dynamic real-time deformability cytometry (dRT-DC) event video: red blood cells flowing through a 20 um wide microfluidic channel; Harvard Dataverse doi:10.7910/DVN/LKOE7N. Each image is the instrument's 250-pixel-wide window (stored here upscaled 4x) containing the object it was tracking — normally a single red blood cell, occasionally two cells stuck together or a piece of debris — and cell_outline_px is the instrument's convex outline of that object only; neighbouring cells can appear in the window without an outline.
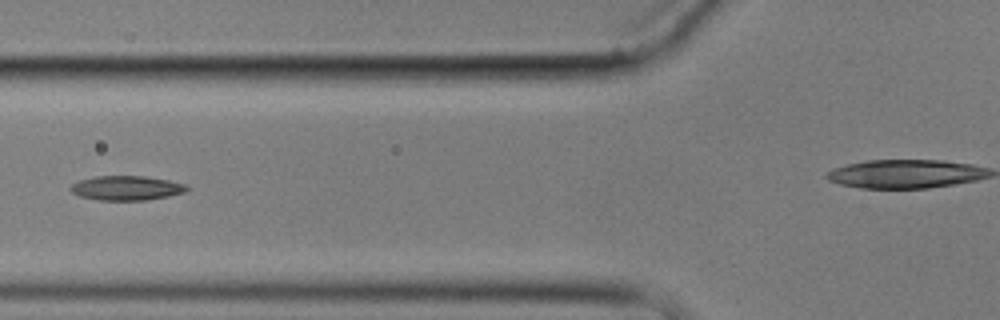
{"species": "common noctule bat (a hibernating species)", "species_latin": "Nyctalus noctula", "temperature_condition": "cold", "stored_images_in_passage": 10, "segment_of_instrument_passage": [1, 2], "camera_frame_rate_fps": 3000, "um_per_image_px": 0.085, "animal": {"sex": "male", "body_mass_g": 17.9}, "frame": {"image": 1, "passage_image": 6, "time_ms": 6.0, "image_size_px": [1000, 320], "cell_outline_px": [[192, 188], [184, 192], [168, 196], [144, 200], [100, 200], [80, 196], [72, 192], [68, 188], [72, 184], [80, 180], [96, 176], [144, 176], [168, 180], [184, 184]], "centroid_in_image_um": [10.75, 15.98], "position_along_channel_um": 115.0, "area_um2": 16.47}}
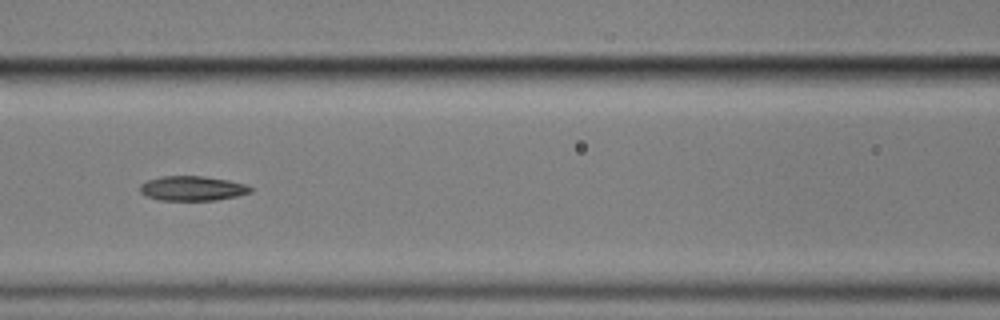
{"frame": {"image": 2, "passage_image": 7, "time_ms": 7.0, "image_size_px": [1000, 320], "cell_outline_px": [[256, 188], [252, 192], [236, 196], [216, 200], [160, 200], [148, 196], [140, 192], [140, 184], [148, 180], [160, 176], [204, 176], [228, 180], [244, 184]], "centroid_in_image_um": [16.38, 16.0], "position_along_channel_um": 150.2, "area_um2": 15.9}}
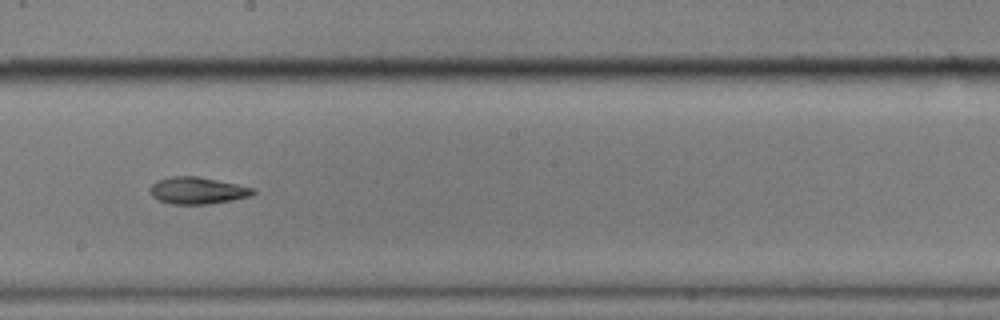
{"frame": {"image": 3, "passage_image": 9, "time_ms": 9.333, "image_size_px": [1000, 320], "cell_outline_px": [[256, 192], [252, 196], [232, 200], [208, 204], [172, 204], [160, 200], [152, 196], [152, 184], [156, 180], [168, 176], [196, 176], [256, 188]], "centroid_in_image_um": [16.82, 16.19], "position_along_channel_um": 231.4, "area_um2": 16.07}}